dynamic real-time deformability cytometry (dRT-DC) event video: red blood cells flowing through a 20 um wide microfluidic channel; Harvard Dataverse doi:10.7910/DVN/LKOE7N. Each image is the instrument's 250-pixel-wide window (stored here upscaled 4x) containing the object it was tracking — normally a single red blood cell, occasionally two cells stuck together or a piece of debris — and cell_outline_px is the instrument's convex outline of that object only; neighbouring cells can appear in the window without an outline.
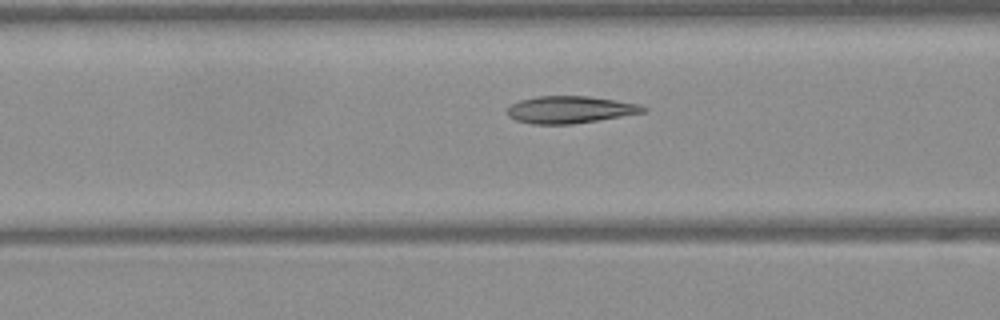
{"species": "Egyptian fruit bat (a non-hibernating species)", "species_latin": "Rousettus aegyptiacus", "temperature_condition": "warm", "stored_images_in_passage": 50, "camera_frame_rate_fps": 3000, "um_per_image_px": 0.085, "frame": {"image": 1, "passage_image": 20, "time_ms": 6.333, "image_size_px": [1000, 320], "cell_outline_px": [[648, 112], [572, 124], [532, 124], [516, 120], [508, 116], [508, 108], [512, 104], [520, 100], [536, 96], [588, 96], [616, 100], [640, 104], [648, 108]], "centroid_in_image_um": [48.5, 9.32], "position_along_channel_um": 118.1, "area_um2": 21.56}}
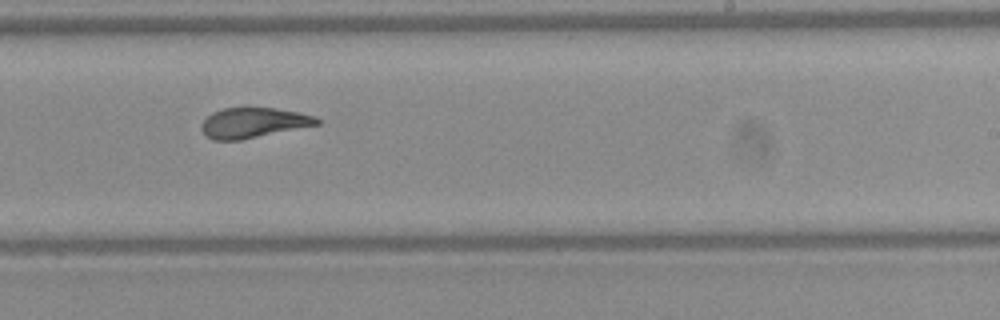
{"frame": {"image": 2, "passage_image": 31, "time_ms": 10.0, "image_size_px": [1000, 320], "cell_outline_px": [[320, 124], [240, 140], [212, 140], [200, 128], [200, 124], [212, 112], [224, 108], [248, 104], [276, 108], [300, 112], [312, 116], [320, 120]], "centroid_in_image_um": [21.51, 10.38], "position_along_channel_um": 267.5, "area_um2": 20.87}}
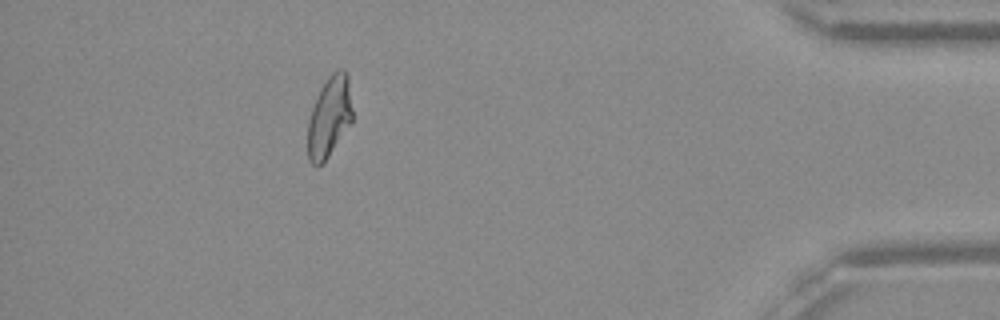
{"frame": {"image": 3, "passage_image": 45, "time_ms": 14.667, "image_size_px": [1000, 320], "cell_outline_px": [[352, 120], [328, 156], [316, 168], [308, 160], [308, 120], [316, 96], [320, 88], [328, 76], [332, 72], [340, 68], [344, 68], [348, 76], [352, 108]], "centroid_in_image_um": [27.98, 9.89], "position_along_channel_um": 407.2, "area_um2": 20.92}, "authors_computed_cell_mechanics": {"area_um2": 21.8195, "velocity_mm_per_s": 4.0704, "shape_relaxation_time_tau1_ms": 8.5226, "shape_relaxation_time_tau2_ms": 1.3535, "deformation_change_tau1": 0.2722, "deformation_change_tau2": 0.0805}}